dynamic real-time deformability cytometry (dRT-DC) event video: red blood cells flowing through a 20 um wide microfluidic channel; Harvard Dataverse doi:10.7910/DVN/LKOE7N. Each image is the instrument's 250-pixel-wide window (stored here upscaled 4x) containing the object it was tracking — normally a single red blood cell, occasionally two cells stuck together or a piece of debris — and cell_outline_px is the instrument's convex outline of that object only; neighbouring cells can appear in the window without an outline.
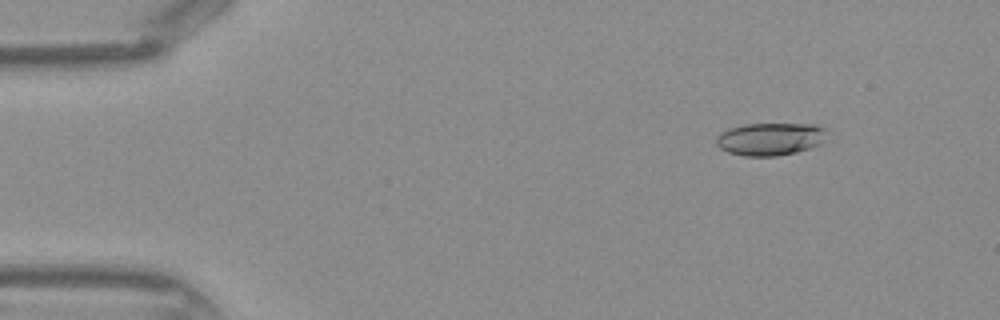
{"species": "Egyptian fruit bat (a non-hibernating species)", "species_latin": "Rousettus aegyptiacus", "temperature_condition": "warm", "stored_images_in_passage": 43, "camera_frame_rate_fps": 3000, "um_per_image_px": 0.085, "frame": {"image": 1, "passage_image": 5, "time_ms": 1.333, "image_size_px": [1000, 320], "cell_outline_px": [[824, 140], [820, 144], [796, 152], [776, 156], [744, 156], [728, 152], [720, 148], [716, 144], [716, 136], [720, 132], [728, 128], [744, 124], [812, 124], [824, 128]], "centroid_in_image_um": [65.4, 11.81], "position_along_channel_um": 19.6, "area_um2": 20.98}}
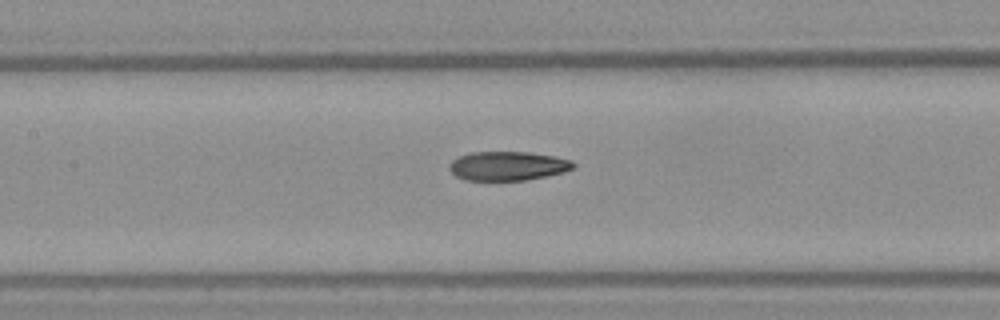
{"frame": {"image": 2, "passage_image": 20, "time_ms": 6.333, "image_size_px": [1000, 320], "cell_outline_px": [[576, 168], [564, 172], [524, 180], [464, 180], [456, 176], [448, 168], [448, 164], [452, 160], [460, 156], [472, 152], [528, 152], [556, 156], [572, 160], [576, 164]], "centroid_in_image_um": [43.18, 14.1], "position_along_channel_um": 164.2, "area_um2": 21.1}}
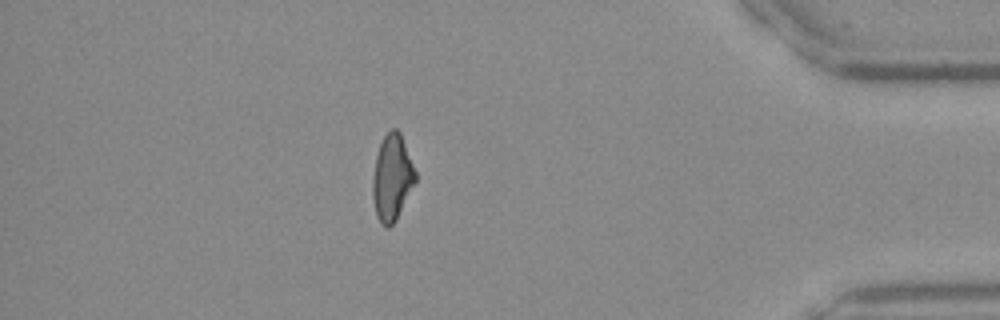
{"frame": {"image": 3, "passage_image": 38, "time_ms": 12.333, "image_size_px": [1000, 320], "cell_outline_px": [[416, 180], [396, 220], [388, 228], [384, 228], [380, 224], [376, 216], [372, 196], [372, 180], [376, 156], [380, 144], [384, 136], [392, 128], [396, 128], [400, 132], [416, 172]], "centroid_in_image_um": [33.31, 15.13], "position_along_channel_um": 401.9, "area_um2": 21.39}}